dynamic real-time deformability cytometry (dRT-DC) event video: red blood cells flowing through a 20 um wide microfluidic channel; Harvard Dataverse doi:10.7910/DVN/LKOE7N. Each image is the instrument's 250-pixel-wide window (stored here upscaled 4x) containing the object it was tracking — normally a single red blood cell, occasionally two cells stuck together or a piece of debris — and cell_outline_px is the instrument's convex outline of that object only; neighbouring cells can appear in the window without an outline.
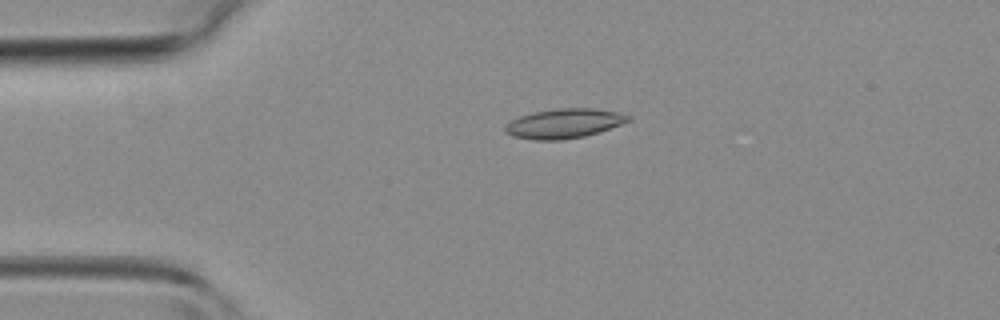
{"species": "common noctule bat (a hibernating species)", "species_latin": "Nyctalus noctula", "temperature_condition": "room temperature", "stored_images_in_passage": 41, "camera_frame_rate_fps": 3000, "um_per_image_px": 0.085, "animal": {"sex": "female", "body_mass_g": 19.3, "forearm_length_mm": 54.1}, "frame": {"image": 1, "passage_image": 8, "time_ms": 2.333, "image_size_px": [1000, 320], "cell_outline_px": [[632, 120], [584, 136], [560, 140], [532, 140], [512, 136], [504, 132], [504, 124], [520, 116], [532, 112], [556, 108], [592, 108], [620, 112], [632, 116]], "centroid_in_image_um": [47.91, 10.49], "position_along_channel_um": 37.1, "area_um2": 21.27}}
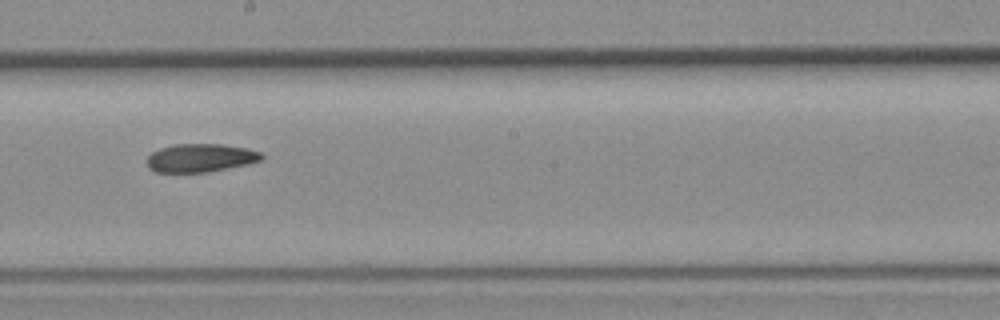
{"frame": {"image": 2, "passage_image": 22, "time_ms": 7.0, "image_size_px": [1000, 320], "cell_outline_px": [[264, 156], [260, 160], [248, 164], [208, 172], [156, 172], [148, 168], [148, 156], [152, 152], [160, 148], [176, 144], [220, 144], [244, 148], [260, 152]], "centroid_in_image_um": [17.02, 13.42], "position_along_channel_um": 231.2, "area_um2": 18.73}}
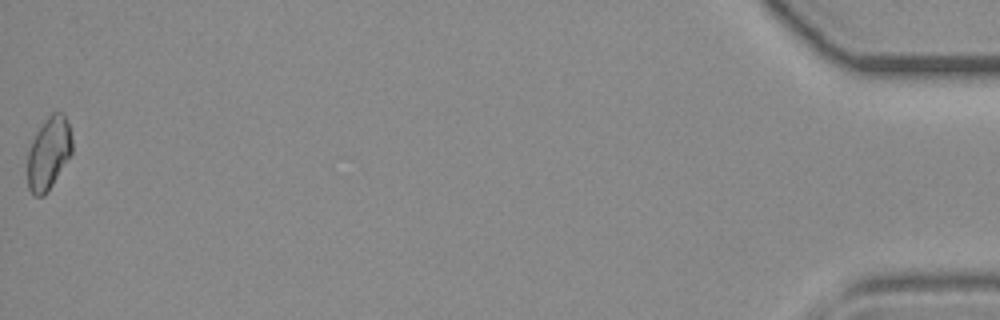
{"frame": {"image": 3, "passage_image": 41, "time_ms": 13.333, "image_size_px": [1000, 320], "cell_outline_px": [[72, 152], [52, 184], [44, 196], [36, 196], [28, 188], [28, 152], [32, 140], [36, 132], [48, 116], [52, 112], [64, 112], [68, 124], [72, 140]], "centroid_in_image_um": [4.13, 13.0], "position_along_channel_um": 431.1, "area_um2": 18.55}}